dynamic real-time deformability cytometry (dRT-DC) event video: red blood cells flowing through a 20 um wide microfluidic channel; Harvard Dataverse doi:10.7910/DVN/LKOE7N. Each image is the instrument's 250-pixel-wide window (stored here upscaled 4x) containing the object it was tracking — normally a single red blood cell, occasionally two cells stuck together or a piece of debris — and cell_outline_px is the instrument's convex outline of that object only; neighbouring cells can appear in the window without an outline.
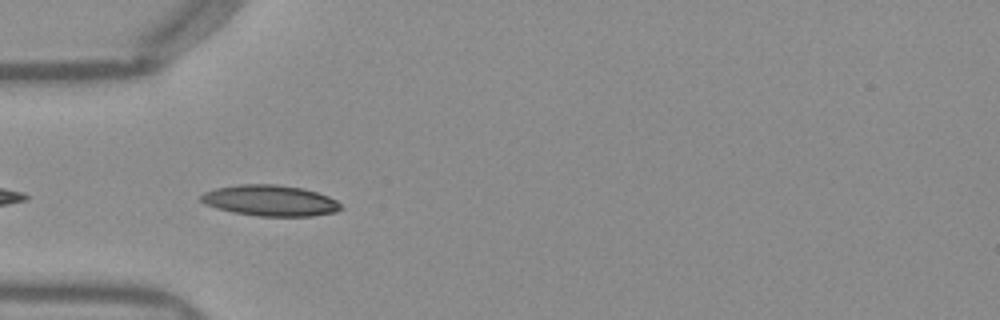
{"species": "Egyptian fruit bat (a non-hibernating species)", "species_latin": "Rousettus aegyptiacus", "temperature_condition": "warm", "stored_images_in_passage": 6, "camera_frame_rate_fps": 3000, "um_per_image_px": 0.085, "frame": {"image": 1, "passage_image": 2, "time_ms": 0.333, "image_size_px": [1000, 320], "cell_outline_px": [[344, 208], [336, 212], [312, 216], [256, 216], [232, 212], [216, 208], [204, 204], [200, 200], [200, 196], [204, 192], [216, 188], [240, 184], [276, 184], [304, 188], [328, 196], [336, 200]], "centroid_in_image_um": [22.96, 17.05], "position_along_channel_um": 62.0, "area_um2": 25.37}}
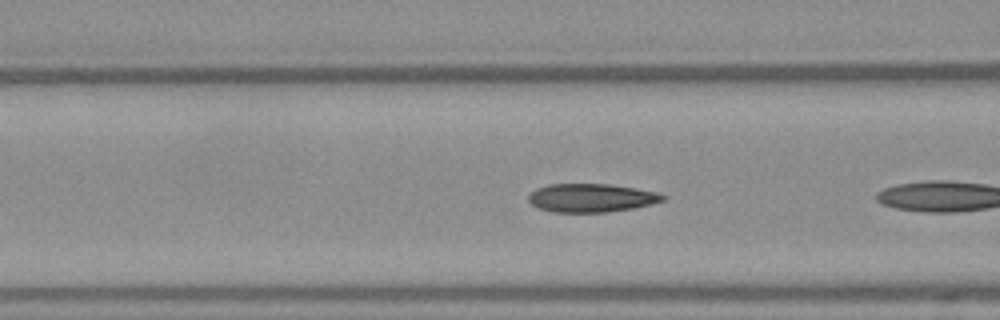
{"frame": {"image": 2, "passage_image": 4, "time_ms": 1.0, "image_size_px": [1000, 320], "cell_outline_px": [[668, 196], [664, 200], [652, 204], [632, 208], [604, 212], [552, 212], [536, 208], [528, 200], [528, 196], [536, 188], [548, 184], [608, 184], [636, 188], [656, 192]], "centroid_in_image_um": [50.24, 16.82], "position_along_channel_um": 116.4, "area_um2": 22.31}}